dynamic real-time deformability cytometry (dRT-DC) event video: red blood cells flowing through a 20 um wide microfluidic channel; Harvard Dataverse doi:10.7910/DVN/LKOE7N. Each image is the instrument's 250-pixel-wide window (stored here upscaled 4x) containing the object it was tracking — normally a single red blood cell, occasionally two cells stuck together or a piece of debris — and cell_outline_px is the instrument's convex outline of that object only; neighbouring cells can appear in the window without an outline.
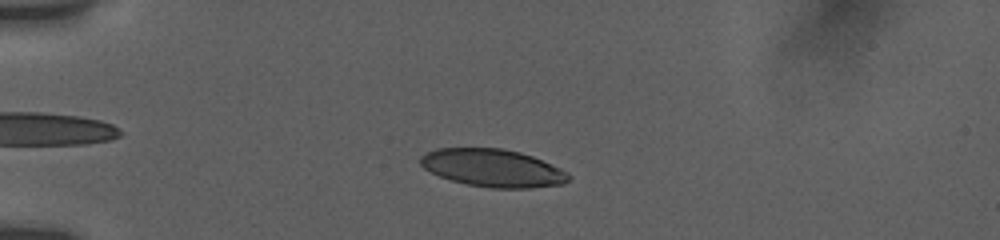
{"species": "human", "species_latin": "Homo sapiens", "temperature_condition": "room temperature", "stored_images_in_passage": 53, "camera_frame_rate_fps": 3000, "um_per_image_px": 0.085, "donor": {"sex": "female"}, "frame": {"image": 1, "passage_image": 13, "time_ms": 4.0, "image_size_px": [1000, 240], "cell_outline_px": [[572, 176], [564, 184], [532, 188], [492, 188], [468, 184], [452, 180], [440, 176], [424, 168], [420, 164], [420, 156], [436, 148], [504, 148], [520, 152], [532, 156], [560, 168], [568, 172]], "centroid_in_image_um": [41.91, 14.28], "position_along_channel_um": 43.1, "area_um2": 32.54}}
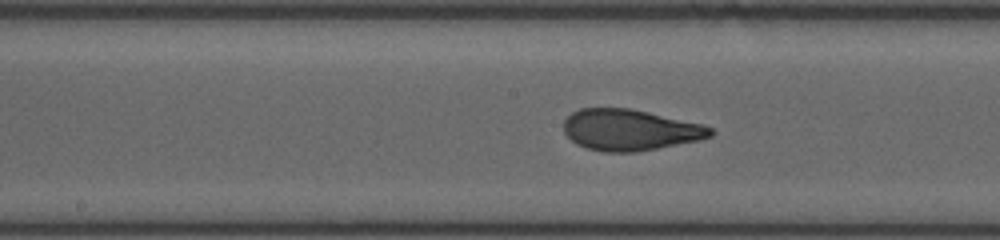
{"frame": {"image": 2, "passage_image": 28, "time_ms": 9.0, "image_size_px": [1000, 240], "cell_outline_px": [[716, 132], [712, 136], [700, 140], [656, 148], [632, 152], [604, 152], [588, 148], [576, 144], [564, 132], [564, 120], [572, 112], [580, 108], [628, 108], [648, 112], [700, 124], [712, 128]], "centroid_in_image_um": [53.53, 11.04], "position_along_channel_um": 194.7, "area_um2": 34.91}}
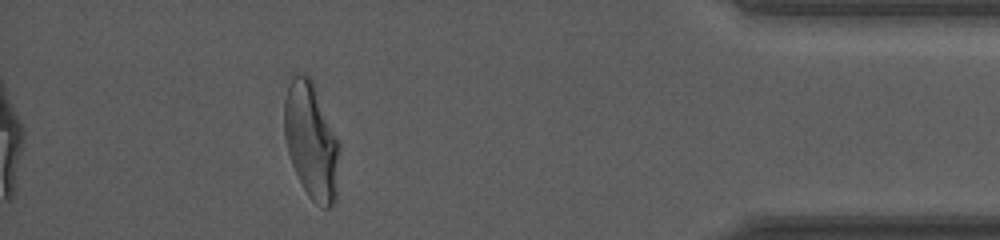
{"frame": {"image": 3, "passage_image": 48, "time_ms": 15.667, "image_size_px": [1000, 240], "cell_outline_px": [[340, 152], [336, 200], [328, 208], [324, 208], [316, 204], [308, 196], [292, 164], [288, 152], [284, 136], [284, 100], [292, 72], [304, 72], [312, 80], [340, 140]], "centroid_in_image_um": [26.47, 11.93], "position_along_channel_um": 408.7, "area_um2": 38.03}, "authors_computed_cell_mechanics": {"area_um2": 35.258, "velocity_mm_per_s": 3.82, "shape_relaxation_time_tau1_ms": 4.9285, "shape_relaxation_time_tau2_ms": 1.011, "deformation_change_tau1": 0.2063, "deformation_change_tau2": 0.0707}}